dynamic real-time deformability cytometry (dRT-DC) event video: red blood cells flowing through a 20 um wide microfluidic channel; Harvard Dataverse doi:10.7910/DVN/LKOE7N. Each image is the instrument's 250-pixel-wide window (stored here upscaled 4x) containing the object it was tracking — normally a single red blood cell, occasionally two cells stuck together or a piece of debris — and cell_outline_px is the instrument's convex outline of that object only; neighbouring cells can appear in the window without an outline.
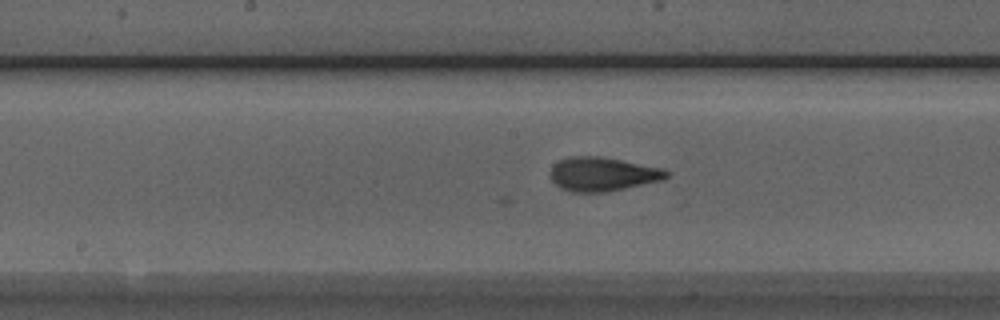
{"species": "Egyptian fruit bat (a non-hibernating species)", "species_latin": "Rousettus aegyptiacus", "temperature_condition": "room temperature", "stored_images_in_passage": 33, "camera_frame_rate_fps": 3000, "um_per_image_px": 0.085, "animal": {"sex": "male"}, "frame": {"image": 1, "passage_image": 11, "time_ms": 3.333, "image_size_px": [1000, 320], "cell_outline_px": [[672, 172], [664, 180], [608, 192], [572, 192], [560, 188], [552, 180], [552, 164], [568, 156], [600, 156], [664, 168]], "centroid_in_image_um": [51.27, 14.8], "position_along_channel_um": 196.9, "area_um2": 23.18}}
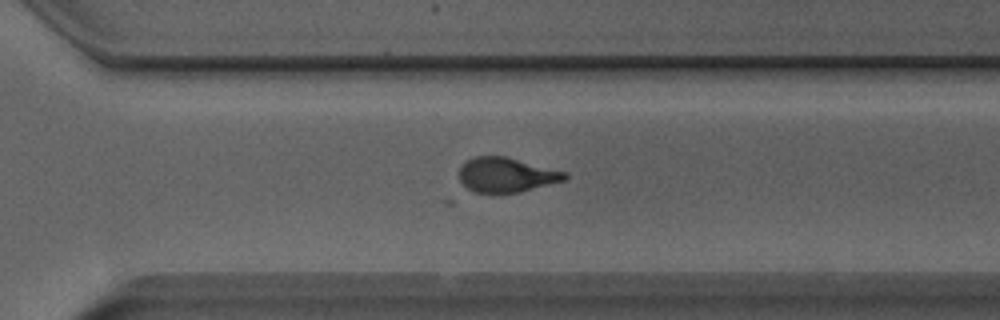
{"frame": {"image": 2, "passage_image": 21, "time_ms": 6.667, "image_size_px": [1000, 320], "cell_outline_px": [[568, 176], [564, 180], [520, 192], [476, 192], [468, 188], [460, 180], [460, 168], [472, 156], [504, 156], [568, 172]], "centroid_in_image_um": [43.06, 14.85], "position_along_channel_um": 327.5, "area_um2": 20.98}}